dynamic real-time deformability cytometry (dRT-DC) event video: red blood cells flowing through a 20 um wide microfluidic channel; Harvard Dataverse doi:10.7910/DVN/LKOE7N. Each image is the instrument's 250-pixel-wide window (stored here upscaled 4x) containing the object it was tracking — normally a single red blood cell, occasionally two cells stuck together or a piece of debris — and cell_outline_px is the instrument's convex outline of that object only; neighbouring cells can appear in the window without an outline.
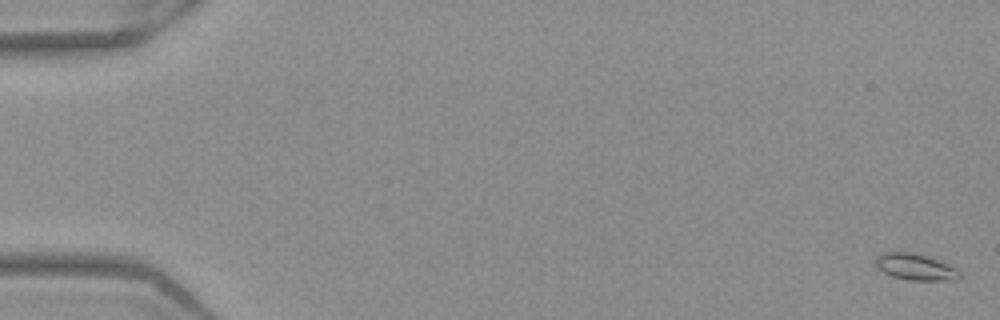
{"species": "Egyptian fruit bat (a non-hibernating species)", "species_latin": "Rousettus aegyptiacus", "temperature_condition": "warm", "stored_images_in_passage": 54, "camera_frame_rate_fps": 3000, "um_per_image_px": 0.085, "frame": {"image": 1, "passage_image": 2, "time_ms": 0.333, "image_size_px": [1000, 320], "cell_outline_px": [[960, 276], [956, 280], [908, 280], [892, 276], [876, 268], [876, 256], [884, 252], [912, 252], [948, 264], [956, 268], [960, 272]], "centroid_in_image_um": [77.78, 22.69], "position_along_channel_um": 7.2, "area_um2": 12.77}}
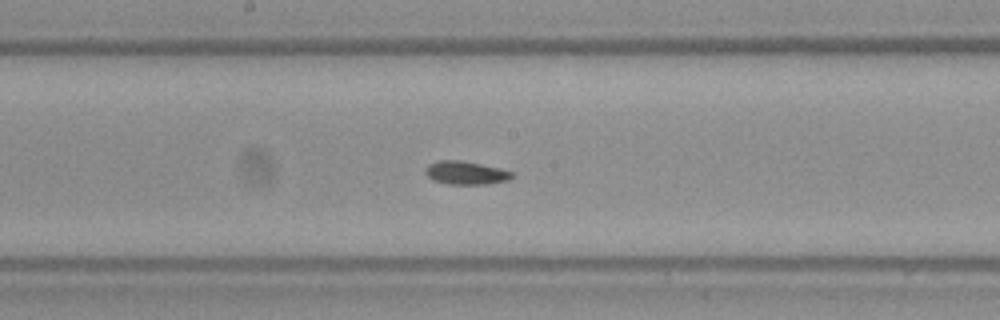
{"frame": {"image": 2, "passage_image": 30, "time_ms": 9.667, "image_size_px": [1000, 320], "cell_outline_px": [[512, 176], [508, 180], [484, 184], [448, 184], [432, 180], [424, 172], [424, 168], [428, 164], [440, 160], [460, 160], [480, 164], [512, 172]], "centroid_in_image_um": [39.51, 14.69], "position_along_channel_um": 208.7, "area_um2": 11.56}}
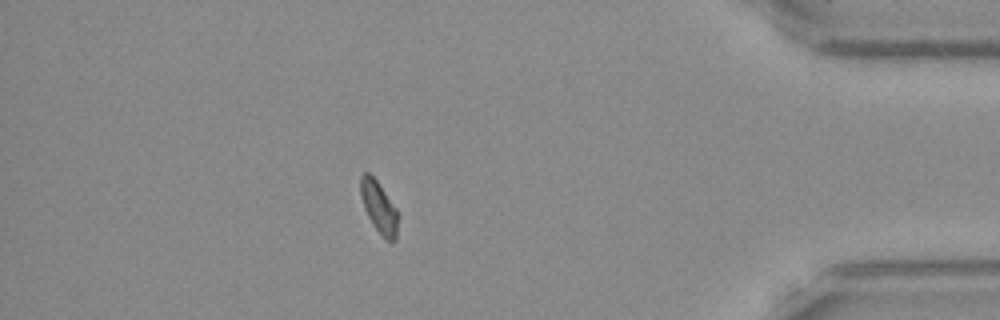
{"frame": {"image": 3, "passage_image": 48, "time_ms": 15.667, "image_size_px": [1000, 320], "cell_outline_px": [[396, 240], [392, 244], [372, 224], [364, 208], [360, 196], [360, 176], [364, 172], [368, 172], [376, 180], [396, 208]], "centroid_in_image_um": [32.16, 17.58], "position_along_channel_um": 403.0, "area_um2": 10.92}, "authors_computed_cell_mechanics": {"area_um2": 11.9068, "velocity_mm_per_s": 3.9137, "shape_relaxation_time_tau1_ms": 8.2219, "shape_relaxation_time_tau2_ms": 2.6889, "deformation_change_tau1": 0.1109, "deformation_change_tau2": 0.063}}